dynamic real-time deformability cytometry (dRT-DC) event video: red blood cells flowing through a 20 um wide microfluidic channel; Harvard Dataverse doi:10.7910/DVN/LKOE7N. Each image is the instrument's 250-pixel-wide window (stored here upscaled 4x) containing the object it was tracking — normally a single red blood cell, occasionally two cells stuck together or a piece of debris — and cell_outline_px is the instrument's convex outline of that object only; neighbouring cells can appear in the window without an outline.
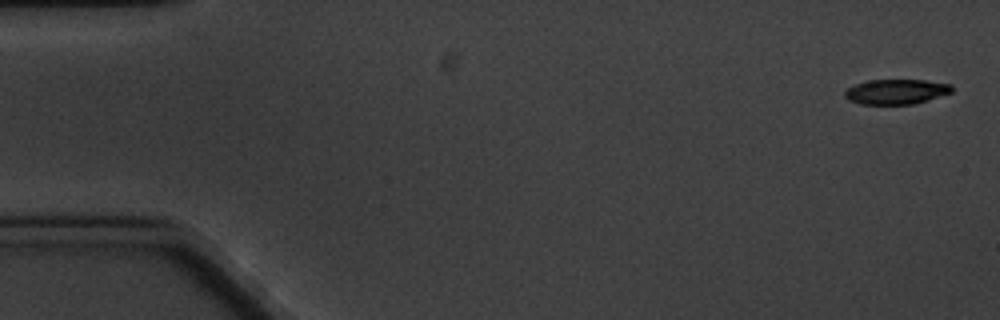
{"species": "common noctule bat (a hibernating species)", "species_latin": "Nyctalus noctula", "temperature_condition": "cold", "stored_images_in_passage": 5, "camera_frame_rate_fps": 3000, "um_per_image_px": 0.085, "animal": {"sex": "male", "body_mass_g": 20.1, "forearm_length_mm": 53.5}, "frame": {"image": 1, "passage_image": 1, "time_ms": 0.0, "image_size_px": [1000, 320], "cell_outline_px": [[952, 92], [912, 104], [860, 104], [848, 100], [844, 96], [844, 92], [848, 88], [856, 84], [868, 80], [924, 80], [952, 84]], "centroid_in_image_um": [76.14, 7.79], "position_along_channel_um": 8.9, "area_um2": 15.43}}
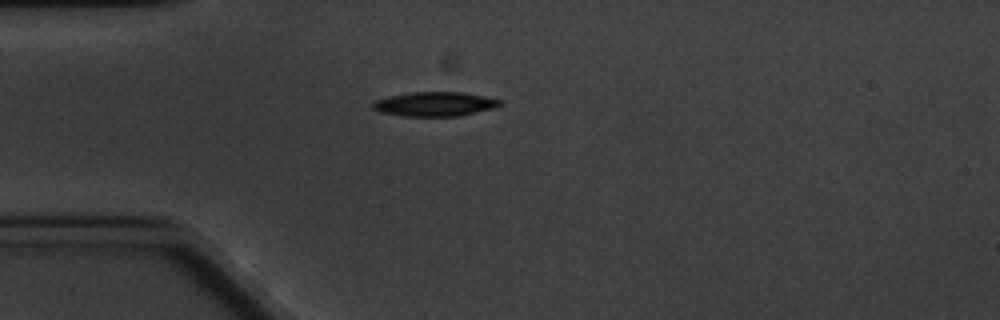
{"frame": {"image": 2, "passage_image": 5, "time_ms": 4.667, "image_size_px": [1000, 320], "cell_outline_px": [[500, 104], [496, 108], [460, 116], [404, 116], [380, 112], [372, 108], [372, 104], [376, 100], [388, 96], [408, 92], [464, 92], [484, 96], [500, 100]], "centroid_in_image_um": [36.95, 8.84], "position_along_channel_um": 48.0, "area_um2": 18.09}}